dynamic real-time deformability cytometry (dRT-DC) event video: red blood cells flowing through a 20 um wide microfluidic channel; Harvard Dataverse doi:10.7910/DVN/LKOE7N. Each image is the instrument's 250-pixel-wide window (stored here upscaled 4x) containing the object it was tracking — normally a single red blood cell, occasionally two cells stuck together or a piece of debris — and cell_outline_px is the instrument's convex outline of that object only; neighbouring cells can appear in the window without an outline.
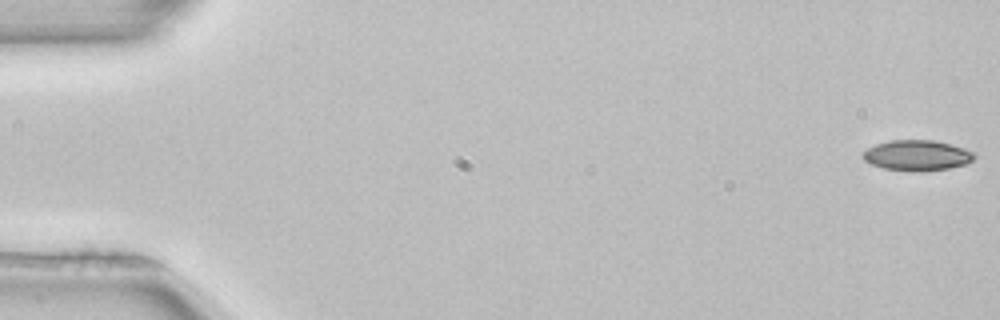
{"species": "common noctule bat (a hibernating species)", "species_latin": "Nyctalus noctula", "temperature_condition": "room temperature", "stored_images_in_passage": 52, "camera_frame_rate_fps": 3000, "um_per_image_px": 0.085, "animal": {"sex": "female", "body_mass_g": 22.7, "forearm_length_mm": 54.2}, "frame": {"image": 1, "passage_image": 1, "time_ms": 0.0, "image_size_px": [1000, 320], "cell_outline_px": [[976, 156], [968, 164], [948, 168], [884, 168], [872, 164], [864, 160], [860, 156], [868, 148], [876, 144], [892, 140], [932, 140], [948, 144], [972, 152]], "centroid_in_image_um": [77.92, 13.16], "position_along_channel_um": 7.1, "area_um2": 18.61}}
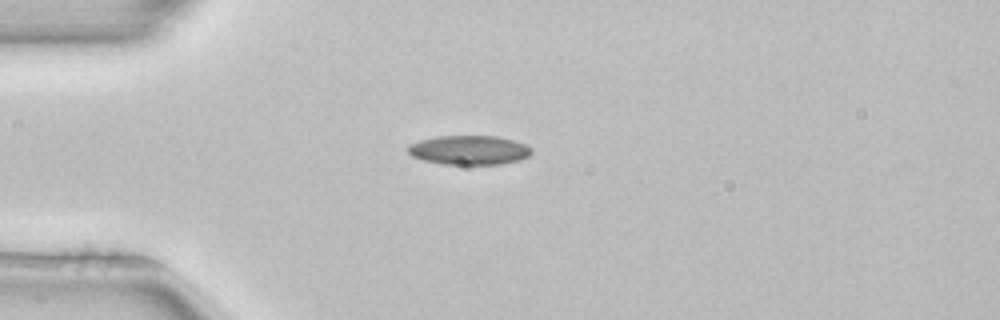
{"frame": {"image": 2, "passage_image": 14, "time_ms": 4.333, "image_size_px": [1000, 320], "cell_outline_px": [[532, 152], [528, 156], [520, 160], [500, 164], [444, 164], [424, 160], [412, 156], [404, 148], [408, 144], [420, 140], [436, 136], [496, 136], [512, 140], [524, 144], [532, 148]], "centroid_in_image_um": [39.84, 12.75], "position_along_channel_um": 45.2, "area_um2": 21.1}}
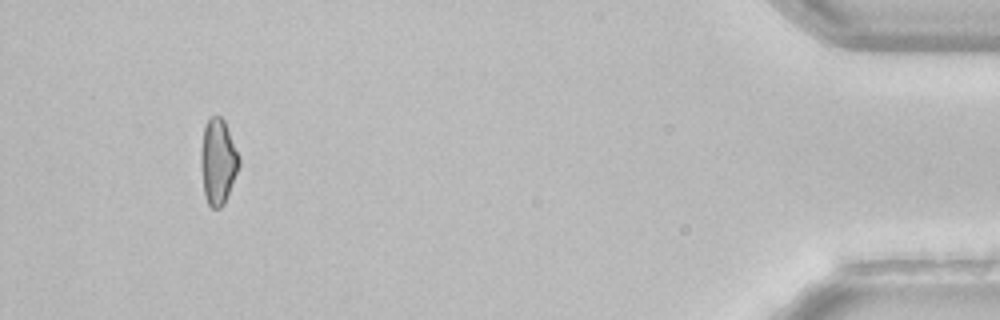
{"frame": {"image": 3, "passage_image": 49, "time_ms": 16.0, "image_size_px": [1000, 320], "cell_outline_px": [[240, 164], [224, 204], [220, 208], [212, 208], [208, 204], [204, 196], [200, 164], [200, 152], [204, 124], [208, 116], [220, 116], [224, 120], [240, 156]], "centroid_in_image_um": [18.51, 13.71], "position_along_channel_um": 416.7, "area_um2": 19.31}}